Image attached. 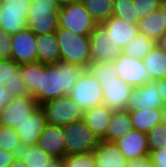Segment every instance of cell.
Listing matches in <instances>:
<instances>
[{"label":"cell","mask_w":166,"mask_h":167,"mask_svg":"<svg viewBox=\"0 0 166 167\" xmlns=\"http://www.w3.org/2000/svg\"><path fill=\"white\" fill-rule=\"evenodd\" d=\"M97 23L87 12L80 0L60 6L59 27L73 33L90 36Z\"/></svg>","instance_id":"obj_5"},{"label":"cell","mask_w":166,"mask_h":167,"mask_svg":"<svg viewBox=\"0 0 166 167\" xmlns=\"http://www.w3.org/2000/svg\"><path fill=\"white\" fill-rule=\"evenodd\" d=\"M161 10L153 12L151 15L139 20L138 29L148 38L157 41L165 32V23L163 22Z\"/></svg>","instance_id":"obj_26"},{"label":"cell","mask_w":166,"mask_h":167,"mask_svg":"<svg viewBox=\"0 0 166 167\" xmlns=\"http://www.w3.org/2000/svg\"><path fill=\"white\" fill-rule=\"evenodd\" d=\"M38 145L53 158L65 157L63 127L47 123L38 139Z\"/></svg>","instance_id":"obj_19"},{"label":"cell","mask_w":166,"mask_h":167,"mask_svg":"<svg viewBox=\"0 0 166 167\" xmlns=\"http://www.w3.org/2000/svg\"><path fill=\"white\" fill-rule=\"evenodd\" d=\"M63 167H96L95 156L93 152L66 155L61 159Z\"/></svg>","instance_id":"obj_34"},{"label":"cell","mask_w":166,"mask_h":167,"mask_svg":"<svg viewBox=\"0 0 166 167\" xmlns=\"http://www.w3.org/2000/svg\"><path fill=\"white\" fill-rule=\"evenodd\" d=\"M37 62L55 64L60 61V49L56 33L36 35Z\"/></svg>","instance_id":"obj_21"},{"label":"cell","mask_w":166,"mask_h":167,"mask_svg":"<svg viewBox=\"0 0 166 167\" xmlns=\"http://www.w3.org/2000/svg\"><path fill=\"white\" fill-rule=\"evenodd\" d=\"M113 111L104 104L95 106L84 112L83 121L85 124L102 139L105 136Z\"/></svg>","instance_id":"obj_22"},{"label":"cell","mask_w":166,"mask_h":167,"mask_svg":"<svg viewBox=\"0 0 166 167\" xmlns=\"http://www.w3.org/2000/svg\"><path fill=\"white\" fill-rule=\"evenodd\" d=\"M39 107L38 101L31 95L13 97L10 104L0 110V124L16 128Z\"/></svg>","instance_id":"obj_9"},{"label":"cell","mask_w":166,"mask_h":167,"mask_svg":"<svg viewBox=\"0 0 166 167\" xmlns=\"http://www.w3.org/2000/svg\"><path fill=\"white\" fill-rule=\"evenodd\" d=\"M63 135L66 155L93 152L101 140L83 120L63 126Z\"/></svg>","instance_id":"obj_4"},{"label":"cell","mask_w":166,"mask_h":167,"mask_svg":"<svg viewBox=\"0 0 166 167\" xmlns=\"http://www.w3.org/2000/svg\"><path fill=\"white\" fill-rule=\"evenodd\" d=\"M55 33L60 49V61L80 65L86 69L91 63L90 36L60 27Z\"/></svg>","instance_id":"obj_2"},{"label":"cell","mask_w":166,"mask_h":167,"mask_svg":"<svg viewBox=\"0 0 166 167\" xmlns=\"http://www.w3.org/2000/svg\"><path fill=\"white\" fill-rule=\"evenodd\" d=\"M100 84L103 88V104L112 111L126 110L133 87L120 78Z\"/></svg>","instance_id":"obj_15"},{"label":"cell","mask_w":166,"mask_h":167,"mask_svg":"<svg viewBox=\"0 0 166 167\" xmlns=\"http://www.w3.org/2000/svg\"><path fill=\"white\" fill-rule=\"evenodd\" d=\"M43 167H63L61 159L53 158Z\"/></svg>","instance_id":"obj_43"},{"label":"cell","mask_w":166,"mask_h":167,"mask_svg":"<svg viewBox=\"0 0 166 167\" xmlns=\"http://www.w3.org/2000/svg\"><path fill=\"white\" fill-rule=\"evenodd\" d=\"M9 167H28L19 157H17Z\"/></svg>","instance_id":"obj_44"},{"label":"cell","mask_w":166,"mask_h":167,"mask_svg":"<svg viewBox=\"0 0 166 167\" xmlns=\"http://www.w3.org/2000/svg\"><path fill=\"white\" fill-rule=\"evenodd\" d=\"M12 36L11 34L0 29V58L12 59Z\"/></svg>","instance_id":"obj_36"},{"label":"cell","mask_w":166,"mask_h":167,"mask_svg":"<svg viewBox=\"0 0 166 167\" xmlns=\"http://www.w3.org/2000/svg\"><path fill=\"white\" fill-rule=\"evenodd\" d=\"M7 1H10V0H0V3L7 2Z\"/></svg>","instance_id":"obj_48"},{"label":"cell","mask_w":166,"mask_h":167,"mask_svg":"<svg viewBox=\"0 0 166 167\" xmlns=\"http://www.w3.org/2000/svg\"><path fill=\"white\" fill-rule=\"evenodd\" d=\"M107 31L109 40L123 49L139 33L138 25L126 22L124 19L111 16L101 24Z\"/></svg>","instance_id":"obj_18"},{"label":"cell","mask_w":166,"mask_h":167,"mask_svg":"<svg viewBox=\"0 0 166 167\" xmlns=\"http://www.w3.org/2000/svg\"><path fill=\"white\" fill-rule=\"evenodd\" d=\"M31 0H10L0 3V29L14 35L27 28Z\"/></svg>","instance_id":"obj_8"},{"label":"cell","mask_w":166,"mask_h":167,"mask_svg":"<svg viewBox=\"0 0 166 167\" xmlns=\"http://www.w3.org/2000/svg\"><path fill=\"white\" fill-rule=\"evenodd\" d=\"M17 158V154L0 149V167H9Z\"/></svg>","instance_id":"obj_38"},{"label":"cell","mask_w":166,"mask_h":167,"mask_svg":"<svg viewBox=\"0 0 166 167\" xmlns=\"http://www.w3.org/2000/svg\"><path fill=\"white\" fill-rule=\"evenodd\" d=\"M156 45L166 53V31L161 35V37L156 41Z\"/></svg>","instance_id":"obj_42"},{"label":"cell","mask_w":166,"mask_h":167,"mask_svg":"<svg viewBox=\"0 0 166 167\" xmlns=\"http://www.w3.org/2000/svg\"><path fill=\"white\" fill-rule=\"evenodd\" d=\"M163 0H133L138 20L146 18L160 9Z\"/></svg>","instance_id":"obj_35"},{"label":"cell","mask_w":166,"mask_h":167,"mask_svg":"<svg viewBox=\"0 0 166 167\" xmlns=\"http://www.w3.org/2000/svg\"><path fill=\"white\" fill-rule=\"evenodd\" d=\"M146 135L149 153L161 148H166V124L162 123L157 125L147 132Z\"/></svg>","instance_id":"obj_33"},{"label":"cell","mask_w":166,"mask_h":167,"mask_svg":"<svg viewBox=\"0 0 166 167\" xmlns=\"http://www.w3.org/2000/svg\"><path fill=\"white\" fill-rule=\"evenodd\" d=\"M68 96L84 112L103 104V88L86 69L78 78V81L75 83L73 90Z\"/></svg>","instance_id":"obj_7"},{"label":"cell","mask_w":166,"mask_h":167,"mask_svg":"<svg viewBox=\"0 0 166 167\" xmlns=\"http://www.w3.org/2000/svg\"><path fill=\"white\" fill-rule=\"evenodd\" d=\"M122 155L130 162L149 157L147 135L145 132L132 129L115 142Z\"/></svg>","instance_id":"obj_14"},{"label":"cell","mask_w":166,"mask_h":167,"mask_svg":"<svg viewBox=\"0 0 166 167\" xmlns=\"http://www.w3.org/2000/svg\"><path fill=\"white\" fill-rule=\"evenodd\" d=\"M59 6H63L66 4H69L71 2L77 1V0H55Z\"/></svg>","instance_id":"obj_46"},{"label":"cell","mask_w":166,"mask_h":167,"mask_svg":"<svg viewBox=\"0 0 166 167\" xmlns=\"http://www.w3.org/2000/svg\"><path fill=\"white\" fill-rule=\"evenodd\" d=\"M155 46V40L148 38L143 33L139 32L137 36L122 49V54L143 60Z\"/></svg>","instance_id":"obj_27"},{"label":"cell","mask_w":166,"mask_h":167,"mask_svg":"<svg viewBox=\"0 0 166 167\" xmlns=\"http://www.w3.org/2000/svg\"><path fill=\"white\" fill-rule=\"evenodd\" d=\"M84 70L80 65L61 61L55 64L34 62L20 65V73L29 95L33 96L39 105L68 96Z\"/></svg>","instance_id":"obj_1"},{"label":"cell","mask_w":166,"mask_h":167,"mask_svg":"<svg viewBox=\"0 0 166 167\" xmlns=\"http://www.w3.org/2000/svg\"><path fill=\"white\" fill-rule=\"evenodd\" d=\"M131 167H157V166L153 163V161L149 157H147L142 160L131 162Z\"/></svg>","instance_id":"obj_40"},{"label":"cell","mask_w":166,"mask_h":167,"mask_svg":"<svg viewBox=\"0 0 166 167\" xmlns=\"http://www.w3.org/2000/svg\"><path fill=\"white\" fill-rule=\"evenodd\" d=\"M124 19L126 22L138 25L136 9L133 0H116L113 2V14Z\"/></svg>","instance_id":"obj_32"},{"label":"cell","mask_w":166,"mask_h":167,"mask_svg":"<svg viewBox=\"0 0 166 167\" xmlns=\"http://www.w3.org/2000/svg\"><path fill=\"white\" fill-rule=\"evenodd\" d=\"M118 77L131 87H139L151 80L143 60L121 54L114 61Z\"/></svg>","instance_id":"obj_10"},{"label":"cell","mask_w":166,"mask_h":167,"mask_svg":"<svg viewBox=\"0 0 166 167\" xmlns=\"http://www.w3.org/2000/svg\"><path fill=\"white\" fill-rule=\"evenodd\" d=\"M160 10L162 13V17L164 18L163 22L165 23V31H166V1H162Z\"/></svg>","instance_id":"obj_45"},{"label":"cell","mask_w":166,"mask_h":167,"mask_svg":"<svg viewBox=\"0 0 166 167\" xmlns=\"http://www.w3.org/2000/svg\"><path fill=\"white\" fill-rule=\"evenodd\" d=\"M44 110L47 123L66 126L83 120L84 111L69 97L62 96L40 105Z\"/></svg>","instance_id":"obj_6"},{"label":"cell","mask_w":166,"mask_h":167,"mask_svg":"<svg viewBox=\"0 0 166 167\" xmlns=\"http://www.w3.org/2000/svg\"><path fill=\"white\" fill-rule=\"evenodd\" d=\"M80 1L97 24L107 21L113 14V2L111 0Z\"/></svg>","instance_id":"obj_28"},{"label":"cell","mask_w":166,"mask_h":167,"mask_svg":"<svg viewBox=\"0 0 166 167\" xmlns=\"http://www.w3.org/2000/svg\"><path fill=\"white\" fill-rule=\"evenodd\" d=\"M86 70L99 83L110 82L119 78L115 71L114 62L110 61L91 62Z\"/></svg>","instance_id":"obj_30"},{"label":"cell","mask_w":166,"mask_h":167,"mask_svg":"<svg viewBox=\"0 0 166 167\" xmlns=\"http://www.w3.org/2000/svg\"><path fill=\"white\" fill-rule=\"evenodd\" d=\"M157 87L162 100L166 105V78L157 80Z\"/></svg>","instance_id":"obj_41"},{"label":"cell","mask_w":166,"mask_h":167,"mask_svg":"<svg viewBox=\"0 0 166 167\" xmlns=\"http://www.w3.org/2000/svg\"><path fill=\"white\" fill-rule=\"evenodd\" d=\"M93 154L96 167H131V162L122 155L115 143L100 140Z\"/></svg>","instance_id":"obj_20"},{"label":"cell","mask_w":166,"mask_h":167,"mask_svg":"<svg viewBox=\"0 0 166 167\" xmlns=\"http://www.w3.org/2000/svg\"><path fill=\"white\" fill-rule=\"evenodd\" d=\"M90 45L91 62H113L122 54V49L109 40L107 31L101 24H97L90 34Z\"/></svg>","instance_id":"obj_12"},{"label":"cell","mask_w":166,"mask_h":167,"mask_svg":"<svg viewBox=\"0 0 166 167\" xmlns=\"http://www.w3.org/2000/svg\"><path fill=\"white\" fill-rule=\"evenodd\" d=\"M11 93L7 90L5 85H0V110L7 107L12 99Z\"/></svg>","instance_id":"obj_39"},{"label":"cell","mask_w":166,"mask_h":167,"mask_svg":"<svg viewBox=\"0 0 166 167\" xmlns=\"http://www.w3.org/2000/svg\"><path fill=\"white\" fill-rule=\"evenodd\" d=\"M149 158L157 167H166V148H161L149 153Z\"/></svg>","instance_id":"obj_37"},{"label":"cell","mask_w":166,"mask_h":167,"mask_svg":"<svg viewBox=\"0 0 166 167\" xmlns=\"http://www.w3.org/2000/svg\"><path fill=\"white\" fill-rule=\"evenodd\" d=\"M0 85H5L12 97L29 95L20 73V64L12 59H2L0 61Z\"/></svg>","instance_id":"obj_17"},{"label":"cell","mask_w":166,"mask_h":167,"mask_svg":"<svg viewBox=\"0 0 166 167\" xmlns=\"http://www.w3.org/2000/svg\"><path fill=\"white\" fill-rule=\"evenodd\" d=\"M163 123L166 124V106L164 107V118Z\"/></svg>","instance_id":"obj_47"},{"label":"cell","mask_w":166,"mask_h":167,"mask_svg":"<svg viewBox=\"0 0 166 167\" xmlns=\"http://www.w3.org/2000/svg\"><path fill=\"white\" fill-rule=\"evenodd\" d=\"M17 157L25 162L28 167H43V165L45 166L53 159V157L46 153L38 144L22 147Z\"/></svg>","instance_id":"obj_29"},{"label":"cell","mask_w":166,"mask_h":167,"mask_svg":"<svg viewBox=\"0 0 166 167\" xmlns=\"http://www.w3.org/2000/svg\"><path fill=\"white\" fill-rule=\"evenodd\" d=\"M129 115L133 129L147 133L163 123L164 108L136 110L129 112Z\"/></svg>","instance_id":"obj_24"},{"label":"cell","mask_w":166,"mask_h":167,"mask_svg":"<svg viewBox=\"0 0 166 167\" xmlns=\"http://www.w3.org/2000/svg\"><path fill=\"white\" fill-rule=\"evenodd\" d=\"M143 63L151 80L166 78V53L157 45L144 57Z\"/></svg>","instance_id":"obj_25"},{"label":"cell","mask_w":166,"mask_h":167,"mask_svg":"<svg viewBox=\"0 0 166 167\" xmlns=\"http://www.w3.org/2000/svg\"><path fill=\"white\" fill-rule=\"evenodd\" d=\"M133 129L129 112L113 111L103 141L115 143Z\"/></svg>","instance_id":"obj_23"},{"label":"cell","mask_w":166,"mask_h":167,"mask_svg":"<svg viewBox=\"0 0 166 167\" xmlns=\"http://www.w3.org/2000/svg\"><path fill=\"white\" fill-rule=\"evenodd\" d=\"M165 106L158 91L157 80H150L142 86L133 88L126 105V111L133 112L143 109L164 108Z\"/></svg>","instance_id":"obj_11"},{"label":"cell","mask_w":166,"mask_h":167,"mask_svg":"<svg viewBox=\"0 0 166 167\" xmlns=\"http://www.w3.org/2000/svg\"><path fill=\"white\" fill-rule=\"evenodd\" d=\"M47 125L44 110L39 107L34 113L20 124H17L16 131L22 147L37 145L41 133Z\"/></svg>","instance_id":"obj_16"},{"label":"cell","mask_w":166,"mask_h":167,"mask_svg":"<svg viewBox=\"0 0 166 167\" xmlns=\"http://www.w3.org/2000/svg\"><path fill=\"white\" fill-rule=\"evenodd\" d=\"M22 148L16 128L0 124V149L18 155Z\"/></svg>","instance_id":"obj_31"},{"label":"cell","mask_w":166,"mask_h":167,"mask_svg":"<svg viewBox=\"0 0 166 167\" xmlns=\"http://www.w3.org/2000/svg\"><path fill=\"white\" fill-rule=\"evenodd\" d=\"M27 28L35 35L54 33L59 28L60 6L55 0H31Z\"/></svg>","instance_id":"obj_3"},{"label":"cell","mask_w":166,"mask_h":167,"mask_svg":"<svg viewBox=\"0 0 166 167\" xmlns=\"http://www.w3.org/2000/svg\"><path fill=\"white\" fill-rule=\"evenodd\" d=\"M36 35L26 28L12 36V60L17 64L37 62Z\"/></svg>","instance_id":"obj_13"}]
</instances>
